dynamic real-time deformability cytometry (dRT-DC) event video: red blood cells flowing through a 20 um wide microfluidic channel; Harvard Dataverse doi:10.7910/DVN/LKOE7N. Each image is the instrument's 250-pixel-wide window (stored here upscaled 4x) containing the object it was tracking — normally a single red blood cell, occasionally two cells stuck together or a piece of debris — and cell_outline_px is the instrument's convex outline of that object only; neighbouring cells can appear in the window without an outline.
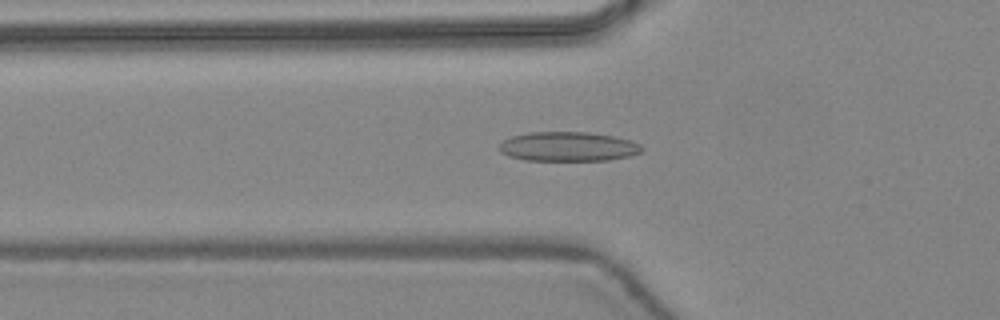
{"species": "common noctule bat (a hibernating species)", "species_latin": "Nyctalus noctula", "temperature_condition": "warm", "stored_images_in_passage": 47, "camera_frame_rate_fps": 3000, "um_per_image_px": 0.085, "animal": {"sex": "female", "body_mass_g": 24.6, "forearm_length_mm": 56.2}, "frame": {"image": 1, "passage_image": 17, "time_ms": 5.333, "image_size_px": [1000, 320], "cell_outline_px": [[644, 148], [640, 152], [628, 156], [608, 160], [524, 160], [508, 156], [500, 152], [496, 148], [504, 140], [512, 136], [528, 132], [588, 132], [612, 136], [628, 140], [640, 144]], "centroid_in_image_um": [48.23, 12.46], "position_along_channel_um": 77.6, "area_um2": 24.39}}
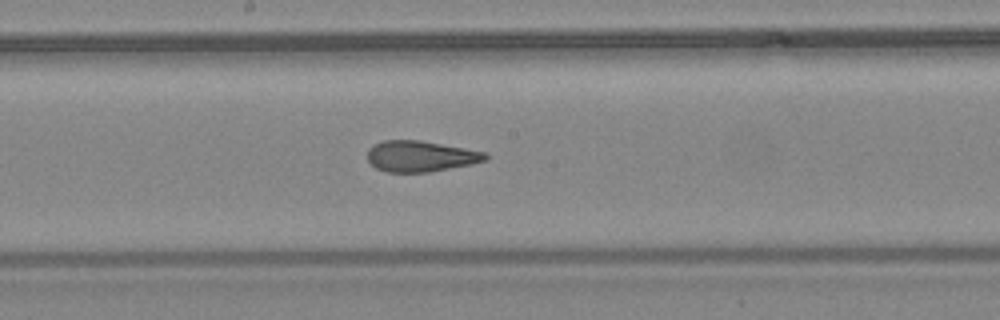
{"frame": {"image": 2, "passage_image": 26, "time_ms": 8.333, "image_size_px": [1000, 320], "cell_outline_px": [[488, 160], [472, 164], [428, 172], [388, 172], [376, 168], [368, 160], [368, 148], [384, 140], [420, 140], [464, 148], [484, 152], [488, 156]], "centroid_in_image_um": [35.75, 13.28], "position_along_channel_um": 212.4, "area_um2": 21.1}}
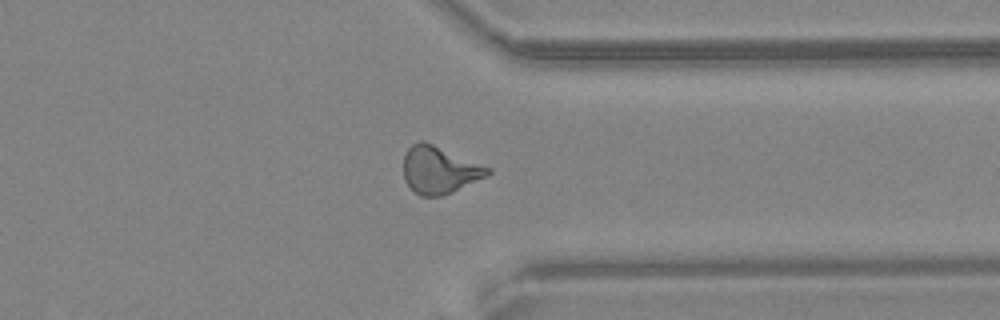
{"frame": {"image": 3, "passage_image": 37, "time_ms": 12.0, "image_size_px": [1000, 320], "cell_outline_px": [[492, 172], [488, 176], [452, 192], [440, 196], [420, 196], [404, 180], [404, 152], [412, 144], [420, 140], [424, 140], [492, 168]], "centroid_in_image_um": [37.36, 14.43], "position_along_channel_um": 374.0, "area_um2": 23.29}, "authors_computed_cell_mechanics": {"area_um2": 22.253, "velocity_mm_per_s": 4.4681, "shape_relaxation_time_tau1_ms": null, "shape_relaxation_time_tau2_ms": 1.8104, "deformation_change_tau1": null, "deformation_change_tau2": 0.0909}}